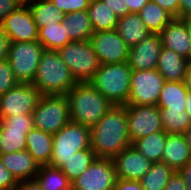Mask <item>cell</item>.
I'll use <instances>...</instances> for the list:
<instances>
[{
	"mask_svg": "<svg viewBox=\"0 0 191 190\" xmlns=\"http://www.w3.org/2000/svg\"><path fill=\"white\" fill-rule=\"evenodd\" d=\"M91 149L97 158H113L132 145L128 134L125 105H113L90 128Z\"/></svg>",
	"mask_w": 191,
	"mask_h": 190,
	"instance_id": "cell-1",
	"label": "cell"
},
{
	"mask_svg": "<svg viewBox=\"0 0 191 190\" xmlns=\"http://www.w3.org/2000/svg\"><path fill=\"white\" fill-rule=\"evenodd\" d=\"M70 120L92 128L113 106L90 82L76 83L66 94Z\"/></svg>",
	"mask_w": 191,
	"mask_h": 190,
	"instance_id": "cell-2",
	"label": "cell"
},
{
	"mask_svg": "<svg viewBox=\"0 0 191 190\" xmlns=\"http://www.w3.org/2000/svg\"><path fill=\"white\" fill-rule=\"evenodd\" d=\"M76 83L58 51L45 49L31 84L42 95H66Z\"/></svg>",
	"mask_w": 191,
	"mask_h": 190,
	"instance_id": "cell-3",
	"label": "cell"
},
{
	"mask_svg": "<svg viewBox=\"0 0 191 190\" xmlns=\"http://www.w3.org/2000/svg\"><path fill=\"white\" fill-rule=\"evenodd\" d=\"M132 71L128 62L100 64L90 83L113 105H127Z\"/></svg>",
	"mask_w": 191,
	"mask_h": 190,
	"instance_id": "cell-4",
	"label": "cell"
},
{
	"mask_svg": "<svg viewBox=\"0 0 191 190\" xmlns=\"http://www.w3.org/2000/svg\"><path fill=\"white\" fill-rule=\"evenodd\" d=\"M52 136L49 165L53 167L60 168L77 151L91 148L90 128L71 120Z\"/></svg>",
	"mask_w": 191,
	"mask_h": 190,
	"instance_id": "cell-5",
	"label": "cell"
},
{
	"mask_svg": "<svg viewBox=\"0 0 191 190\" xmlns=\"http://www.w3.org/2000/svg\"><path fill=\"white\" fill-rule=\"evenodd\" d=\"M57 51L77 83L93 79L100 62L90 40L71 41Z\"/></svg>",
	"mask_w": 191,
	"mask_h": 190,
	"instance_id": "cell-6",
	"label": "cell"
},
{
	"mask_svg": "<svg viewBox=\"0 0 191 190\" xmlns=\"http://www.w3.org/2000/svg\"><path fill=\"white\" fill-rule=\"evenodd\" d=\"M34 128L51 135L70 121L66 95H42L33 113Z\"/></svg>",
	"mask_w": 191,
	"mask_h": 190,
	"instance_id": "cell-7",
	"label": "cell"
},
{
	"mask_svg": "<svg viewBox=\"0 0 191 190\" xmlns=\"http://www.w3.org/2000/svg\"><path fill=\"white\" fill-rule=\"evenodd\" d=\"M45 48L37 40L10 42L7 61L19 83H32Z\"/></svg>",
	"mask_w": 191,
	"mask_h": 190,
	"instance_id": "cell-8",
	"label": "cell"
},
{
	"mask_svg": "<svg viewBox=\"0 0 191 190\" xmlns=\"http://www.w3.org/2000/svg\"><path fill=\"white\" fill-rule=\"evenodd\" d=\"M165 83L157 69L133 70L127 105H156Z\"/></svg>",
	"mask_w": 191,
	"mask_h": 190,
	"instance_id": "cell-9",
	"label": "cell"
},
{
	"mask_svg": "<svg viewBox=\"0 0 191 190\" xmlns=\"http://www.w3.org/2000/svg\"><path fill=\"white\" fill-rule=\"evenodd\" d=\"M34 128L32 113L0 118V154L26 149V135Z\"/></svg>",
	"mask_w": 191,
	"mask_h": 190,
	"instance_id": "cell-10",
	"label": "cell"
},
{
	"mask_svg": "<svg viewBox=\"0 0 191 190\" xmlns=\"http://www.w3.org/2000/svg\"><path fill=\"white\" fill-rule=\"evenodd\" d=\"M42 94L31 83H18L0 95V118L33 113Z\"/></svg>",
	"mask_w": 191,
	"mask_h": 190,
	"instance_id": "cell-11",
	"label": "cell"
},
{
	"mask_svg": "<svg viewBox=\"0 0 191 190\" xmlns=\"http://www.w3.org/2000/svg\"><path fill=\"white\" fill-rule=\"evenodd\" d=\"M117 176L111 158H96L73 182L71 190H114Z\"/></svg>",
	"mask_w": 191,
	"mask_h": 190,
	"instance_id": "cell-12",
	"label": "cell"
},
{
	"mask_svg": "<svg viewBox=\"0 0 191 190\" xmlns=\"http://www.w3.org/2000/svg\"><path fill=\"white\" fill-rule=\"evenodd\" d=\"M131 143L150 134L164 131L156 105H125Z\"/></svg>",
	"mask_w": 191,
	"mask_h": 190,
	"instance_id": "cell-13",
	"label": "cell"
},
{
	"mask_svg": "<svg viewBox=\"0 0 191 190\" xmlns=\"http://www.w3.org/2000/svg\"><path fill=\"white\" fill-rule=\"evenodd\" d=\"M90 42L100 64L128 62L130 47L116 30L94 32Z\"/></svg>",
	"mask_w": 191,
	"mask_h": 190,
	"instance_id": "cell-14",
	"label": "cell"
},
{
	"mask_svg": "<svg viewBox=\"0 0 191 190\" xmlns=\"http://www.w3.org/2000/svg\"><path fill=\"white\" fill-rule=\"evenodd\" d=\"M10 42H32L38 40V27L27 4L10 12L1 24Z\"/></svg>",
	"mask_w": 191,
	"mask_h": 190,
	"instance_id": "cell-15",
	"label": "cell"
},
{
	"mask_svg": "<svg viewBox=\"0 0 191 190\" xmlns=\"http://www.w3.org/2000/svg\"><path fill=\"white\" fill-rule=\"evenodd\" d=\"M163 48L159 34L150 32L137 45L130 47L128 64L132 70L156 69Z\"/></svg>",
	"mask_w": 191,
	"mask_h": 190,
	"instance_id": "cell-16",
	"label": "cell"
},
{
	"mask_svg": "<svg viewBox=\"0 0 191 190\" xmlns=\"http://www.w3.org/2000/svg\"><path fill=\"white\" fill-rule=\"evenodd\" d=\"M112 161L117 178L135 181H140L153 164L133 145L123 149Z\"/></svg>",
	"mask_w": 191,
	"mask_h": 190,
	"instance_id": "cell-17",
	"label": "cell"
},
{
	"mask_svg": "<svg viewBox=\"0 0 191 190\" xmlns=\"http://www.w3.org/2000/svg\"><path fill=\"white\" fill-rule=\"evenodd\" d=\"M164 48L191 59L190 31L183 18H173L159 33Z\"/></svg>",
	"mask_w": 191,
	"mask_h": 190,
	"instance_id": "cell-18",
	"label": "cell"
},
{
	"mask_svg": "<svg viewBox=\"0 0 191 190\" xmlns=\"http://www.w3.org/2000/svg\"><path fill=\"white\" fill-rule=\"evenodd\" d=\"M0 159L17 182L35 179V176L40 170V165L26 149L13 153L0 154Z\"/></svg>",
	"mask_w": 191,
	"mask_h": 190,
	"instance_id": "cell-19",
	"label": "cell"
},
{
	"mask_svg": "<svg viewBox=\"0 0 191 190\" xmlns=\"http://www.w3.org/2000/svg\"><path fill=\"white\" fill-rule=\"evenodd\" d=\"M191 160V151L184 134H166L162 162L178 171Z\"/></svg>",
	"mask_w": 191,
	"mask_h": 190,
	"instance_id": "cell-20",
	"label": "cell"
},
{
	"mask_svg": "<svg viewBox=\"0 0 191 190\" xmlns=\"http://www.w3.org/2000/svg\"><path fill=\"white\" fill-rule=\"evenodd\" d=\"M188 61L175 51L163 47L158 57L156 69L165 81H184Z\"/></svg>",
	"mask_w": 191,
	"mask_h": 190,
	"instance_id": "cell-21",
	"label": "cell"
},
{
	"mask_svg": "<svg viewBox=\"0 0 191 190\" xmlns=\"http://www.w3.org/2000/svg\"><path fill=\"white\" fill-rule=\"evenodd\" d=\"M53 136L33 128L26 135V150L41 165H49L52 155Z\"/></svg>",
	"mask_w": 191,
	"mask_h": 190,
	"instance_id": "cell-22",
	"label": "cell"
},
{
	"mask_svg": "<svg viewBox=\"0 0 191 190\" xmlns=\"http://www.w3.org/2000/svg\"><path fill=\"white\" fill-rule=\"evenodd\" d=\"M115 30L129 47L137 45L150 33L138 13L118 18Z\"/></svg>",
	"mask_w": 191,
	"mask_h": 190,
	"instance_id": "cell-23",
	"label": "cell"
},
{
	"mask_svg": "<svg viewBox=\"0 0 191 190\" xmlns=\"http://www.w3.org/2000/svg\"><path fill=\"white\" fill-rule=\"evenodd\" d=\"M62 23L71 41L90 40L94 33L87 10L65 14Z\"/></svg>",
	"mask_w": 191,
	"mask_h": 190,
	"instance_id": "cell-24",
	"label": "cell"
},
{
	"mask_svg": "<svg viewBox=\"0 0 191 190\" xmlns=\"http://www.w3.org/2000/svg\"><path fill=\"white\" fill-rule=\"evenodd\" d=\"M188 89L183 81H165L157 103L158 108L185 110Z\"/></svg>",
	"mask_w": 191,
	"mask_h": 190,
	"instance_id": "cell-25",
	"label": "cell"
},
{
	"mask_svg": "<svg viewBox=\"0 0 191 190\" xmlns=\"http://www.w3.org/2000/svg\"><path fill=\"white\" fill-rule=\"evenodd\" d=\"M33 15L38 30L46 25L62 23L64 12L59 10L50 0H32L26 3Z\"/></svg>",
	"mask_w": 191,
	"mask_h": 190,
	"instance_id": "cell-26",
	"label": "cell"
},
{
	"mask_svg": "<svg viewBox=\"0 0 191 190\" xmlns=\"http://www.w3.org/2000/svg\"><path fill=\"white\" fill-rule=\"evenodd\" d=\"M87 12L94 32L116 29L118 17L102 0H91Z\"/></svg>",
	"mask_w": 191,
	"mask_h": 190,
	"instance_id": "cell-27",
	"label": "cell"
},
{
	"mask_svg": "<svg viewBox=\"0 0 191 190\" xmlns=\"http://www.w3.org/2000/svg\"><path fill=\"white\" fill-rule=\"evenodd\" d=\"M166 134L159 131L135 140L132 145L152 163L162 162Z\"/></svg>",
	"mask_w": 191,
	"mask_h": 190,
	"instance_id": "cell-28",
	"label": "cell"
},
{
	"mask_svg": "<svg viewBox=\"0 0 191 190\" xmlns=\"http://www.w3.org/2000/svg\"><path fill=\"white\" fill-rule=\"evenodd\" d=\"M149 32L159 34L165 26L174 18L171 14L161 8L158 4L148 3L138 12Z\"/></svg>",
	"mask_w": 191,
	"mask_h": 190,
	"instance_id": "cell-29",
	"label": "cell"
},
{
	"mask_svg": "<svg viewBox=\"0 0 191 190\" xmlns=\"http://www.w3.org/2000/svg\"><path fill=\"white\" fill-rule=\"evenodd\" d=\"M35 179L42 190H71V182L57 167L41 165Z\"/></svg>",
	"mask_w": 191,
	"mask_h": 190,
	"instance_id": "cell-30",
	"label": "cell"
},
{
	"mask_svg": "<svg viewBox=\"0 0 191 190\" xmlns=\"http://www.w3.org/2000/svg\"><path fill=\"white\" fill-rule=\"evenodd\" d=\"M96 158L95 152L91 148L77 151L59 169L66 175L70 182H73Z\"/></svg>",
	"mask_w": 191,
	"mask_h": 190,
	"instance_id": "cell-31",
	"label": "cell"
},
{
	"mask_svg": "<svg viewBox=\"0 0 191 190\" xmlns=\"http://www.w3.org/2000/svg\"><path fill=\"white\" fill-rule=\"evenodd\" d=\"M175 171L166 163H153L147 173L140 179L145 190H164Z\"/></svg>",
	"mask_w": 191,
	"mask_h": 190,
	"instance_id": "cell-32",
	"label": "cell"
},
{
	"mask_svg": "<svg viewBox=\"0 0 191 190\" xmlns=\"http://www.w3.org/2000/svg\"><path fill=\"white\" fill-rule=\"evenodd\" d=\"M38 41L45 49L58 50L71 42L63 23L46 25L38 31Z\"/></svg>",
	"mask_w": 191,
	"mask_h": 190,
	"instance_id": "cell-33",
	"label": "cell"
},
{
	"mask_svg": "<svg viewBox=\"0 0 191 190\" xmlns=\"http://www.w3.org/2000/svg\"><path fill=\"white\" fill-rule=\"evenodd\" d=\"M163 130L171 134H184L191 125V118L185 110L159 108Z\"/></svg>",
	"mask_w": 191,
	"mask_h": 190,
	"instance_id": "cell-34",
	"label": "cell"
},
{
	"mask_svg": "<svg viewBox=\"0 0 191 190\" xmlns=\"http://www.w3.org/2000/svg\"><path fill=\"white\" fill-rule=\"evenodd\" d=\"M18 83L7 59L0 61V95L6 93Z\"/></svg>",
	"mask_w": 191,
	"mask_h": 190,
	"instance_id": "cell-35",
	"label": "cell"
},
{
	"mask_svg": "<svg viewBox=\"0 0 191 190\" xmlns=\"http://www.w3.org/2000/svg\"><path fill=\"white\" fill-rule=\"evenodd\" d=\"M64 14L87 10L91 0H50Z\"/></svg>",
	"mask_w": 191,
	"mask_h": 190,
	"instance_id": "cell-36",
	"label": "cell"
},
{
	"mask_svg": "<svg viewBox=\"0 0 191 190\" xmlns=\"http://www.w3.org/2000/svg\"><path fill=\"white\" fill-rule=\"evenodd\" d=\"M17 181L6 169L0 159V190H13L17 186Z\"/></svg>",
	"mask_w": 191,
	"mask_h": 190,
	"instance_id": "cell-37",
	"label": "cell"
},
{
	"mask_svg": "<svg viewBox=\"0 0 191 190\" xmlns=\"http://www.w3.org/2000/svg\"><path fill=\"white\" fill-rule=\"evenodd\" d=\"M23 4L21 0H0V25L10 12L16 11Z\"/></svg>",
	"mask_w": 191,
	"mask_h": 190,
	"instance_id": "cell-38",
	"label": "cell"
},
{
	"mask_svg": "<svg viewBox=\"0 0 191 190\" xmlns=\"http://www.w3.org/2000/svg\"><path fill=\"white\" fill-rule=\"evenodd\" d=\"M120 18L129 14V7L125 0H102Z\"/></svg>",
	"mask_w": 191,
	"mask_h": 190,
	"instance_id": "cell-39",
	"label": "cell"
},
{
	"mask_svg": "<svg viewBox=\"0 0 191 190\" xmlns=\"http://www.w3.org/2000/svg\"><path fill=\"white\" fill-rule=\"evenodd\" d=\"M158 4L161 8L171 14L174 18H179V0H150Z\"/></svg>",
	"mask_w": 191,
	"mask_h": 190,
	"instance_id": "cell-40",
	"label": "cell"
},
{
	"mask_svg": "<svg viewBox=\"0 0 191 190\" xmlns=\"http://www.w3.org/2000/svg\"><path fill=\"white\" fill-rule=\"evenodd\" d=\"M114 190H145L140 181L117 178Z\"/></svg>",
	"mask_w": 191,
	"mask_h": 190,
	"instance_id": "cell-41",
	"label": "cell"
},
{
	"mask_svg": "<svg viewBox=\"0 0 191 190\" xmlns=\"http://www.w3.org/2000/svg\"><path fill=\"white\" fill-rule=\"evenodd\" d=\"M164 190H188L180 174L175 171L170 177Z\"/></svg>",
	"mask_w": 191,
	"mask_h": 190,
	"instance_id": "cell-42",
	"label": "cell"
},
{
	"mask_svg": "<svg viewBox=\"0 0 191 190\" xmlns=\"http://www.w3.org/2000/svg\"><path fill=\"white\" fill-rule=\"evenodd\" d=\"M10 40L0 25V61L6 60L9 52Z\"/></svg>",
	"mask_w": 191,
	"mask_h": 190,
	"instance_id": "cell-43",
	"label": "cell"
},
{
	"mask_svg": "<svg viewBox=\"0 0 191 190\" xmlns=\"http://www.w3.org/2000/svg\"><path fill=\"white\" fill-rule=\"evenodd\" d=\"M13 190H42L36 179L19 181Z\"/></svg>",
	"mask_w": 191,
	"mask_h": 190,
	"instance_id": "cell-44",
	"label": "cell"
},
{
	"mask_svg": "<svg viewBox=\"0 0 191 190\" xmlns=\"http://www.w3.org/2000/svg\"><path fill=\"white\" fill-rule=\"evenodd\" d=\"M184 180L188 190H191V160L177 171Z\"/></svg>",
	"mask_w": 191,
	"mask_h": 190,
	"instance_id": "cell-45",
	"label": "cell"
},
{
	"mask_svg": "<svg viewBox=\"0 0 191 190\" xmlns=\"http://www.w3.org/2000/svg\"><path fill=\"white\" fill-rule=\"evenodd\" d=\"M149 0H125L129 7L130 13H138L147 3Z\"/></svg>",
	"mask_w": 191,
	"mask_h": 190,
	"instance_id": "cell-46",
	"label": "cell"
},
{
	"mask_svg": "<svg viewBox=\"0 0 191 190\" xmlns=\"http://www.w3.org/2000/svg\"><path fill=\"white\" fill-rule=\"evenodd\" d=\"M179 18H183L191 11V0H179Z\"/></svg>",
	"mask_w": 191,
	"mask_h": 190,
	"instance_id": "cell-47",
	"label": "cell"
},
{
	"mask_svg": "<svg viewBox=\"0 0 191 190\" xmlns=\"http://www.w3.org/2000/svg\"><path fill=\"white\" fill-rule=\"evenodd\" d=\"M184 84L189 92H191V59L188 61L186 72H185V78H184Z\"/></svg>",
	"mask_w": 191,
	"mask_h": 190,
	"instance_id": "cell-48",
	"label": "cell"
},
{
	"mask_svg": "<svg viewBox=\"0 0 191 190\" xmlns=\"http://www.w3.org/2000/svg\"><path fill=\"white\" fill-rule=\"evenodd\" d=\"M185 112L191 118V92L188 93L187 99L185 101Z\"/></svg>",
	"mask_w": 191,
	"mask_h": 190,
	"instance_id": "cell-49",
	"label": "cell"
},
{
	"mask_svg": "<svg viewBox=\"0 0 191 190\" xmlns=\"http://www.w3.org/2000/svg\"><path fill=\"white\" fill-rule=\"evenodd\" d=\"M184 136L186 139V142L189 146V149L191 151V125L188 127V129L184 132Z\"/></svg>",
	"mask_w": 191,
	"mask_h": 190,
	"instance_id": "cell-50",
	"label": "cell"
},
{
	"mask_svg": "<svg viewBox=\"0 0 191 190\" xmlns=\"http://www.w3.org/2000/svg\"><path fill=\"white\" fill-rule=\"evenodd\" d=\"M183 19L186 21L188 27H191V11L186 14Z\"/></svg>",
	"mask_w": 191,
	"mask_h": 190,
	"instance_id": "cell-51",
	"label": "cell"
},
{
	"mask_svg": "<svg viewBox=\"0 0 191 190\" xmlns=\"http://www.w3.org/2000/svg\"><path fill=\"white\" fill-rule=\"evenodd\" d=\"M24 4L28 3L29 1H32V0H21Z\"/></svg>",
	"mask_w": 191,
	"mask_h": 190,
	"instance_id": "cell-52",
	"label": "cell"
},
{
	"mask_svg": "<svg viewBox=\"0 0 191 190\" xmlns=\"http://www.w3.org/2000/svg\"><path fill=\"white\" fill-rule=\"evenodd\" d=\"M189 31H190V41H191V27H189Z\"/></svg>",
	"mask_w": 191,
	"mask_h": 190,
	"instance_id": "cell-53",
	"label": "cell"
}]
</instances>
